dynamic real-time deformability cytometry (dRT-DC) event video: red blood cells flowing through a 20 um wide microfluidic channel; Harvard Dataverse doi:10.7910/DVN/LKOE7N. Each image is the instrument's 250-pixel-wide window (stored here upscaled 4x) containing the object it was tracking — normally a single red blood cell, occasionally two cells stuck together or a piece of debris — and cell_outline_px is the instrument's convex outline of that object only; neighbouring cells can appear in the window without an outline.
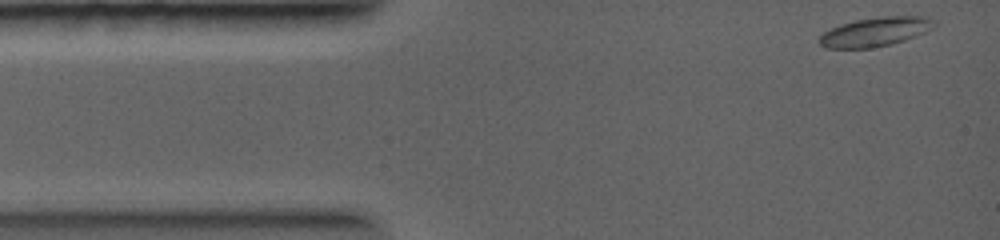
{"species": "common noctule bat (a hibernating species)", "species_latin": "Nyctalus noctula", "temperature_condition": "warm", "stored_images_in_passage": 35, "camera_frame_rate_fps": 5000, "um_per_image_px": 0.085, "animal": {"sex": "female", "body_mass_g": 19.0, "forearm_length_mm": 56.7}, "frame": {"image": 1, "passage_image": 1, "time_ms": 0.0, "image_size_px": [1000, 240], "cell_outline_px": [[936, 24], [932, 28], [924, 32], [904, 40], [892, 44], [868, 48], [824, 48], [816, 40], [824, 32], [840, 24], [856, 20], [884, 16], [924, 16], [936, 20]], "centroid_in_image_um": [74.38, 2.7], "position_along_channel_um": 10.6, "area_um2": 19.42}}
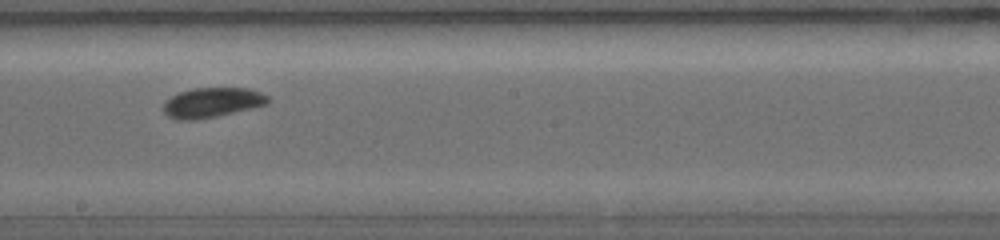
{"frame": {"image": 2, "passage_image": 20, "time_ms": 5.6, "image_size_px": [1000, 240], "cell_outline_px": [[272, 100], [268, 104], [252, 108], [216, 116], [196, 120], [176, 120], [168, 116], [164, 112], [164, 100], [180, 92], [192, 88], [248, 88], [260, 92], [268, 96]], "centroid_in_image_um": [18.04, 8.71], "position_along_channel_um": 230.2, "area_um2": 18.26}}
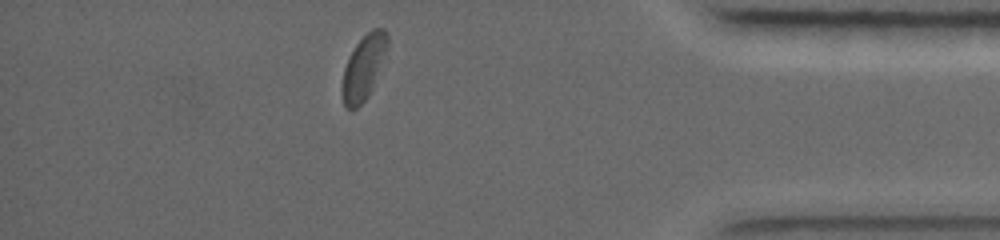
{"frame": {"image": 3, "passage_image": 33, "time_ms": 9.6, "image_size_px": [1000, 240], "cell_outline_px": [[388, 44], [372, 88], [368, 96], [356, 108], [348, 108], [344, 104], [340, 92], [340, 88], [344, 68], [348, 56], [356, 44], [372, 28], [384, 28], [388, 32]], "centroid_in_image_um": [30.87, 5.71], "position_along_channel_um": 404.3, "area_um2": 16.88}}